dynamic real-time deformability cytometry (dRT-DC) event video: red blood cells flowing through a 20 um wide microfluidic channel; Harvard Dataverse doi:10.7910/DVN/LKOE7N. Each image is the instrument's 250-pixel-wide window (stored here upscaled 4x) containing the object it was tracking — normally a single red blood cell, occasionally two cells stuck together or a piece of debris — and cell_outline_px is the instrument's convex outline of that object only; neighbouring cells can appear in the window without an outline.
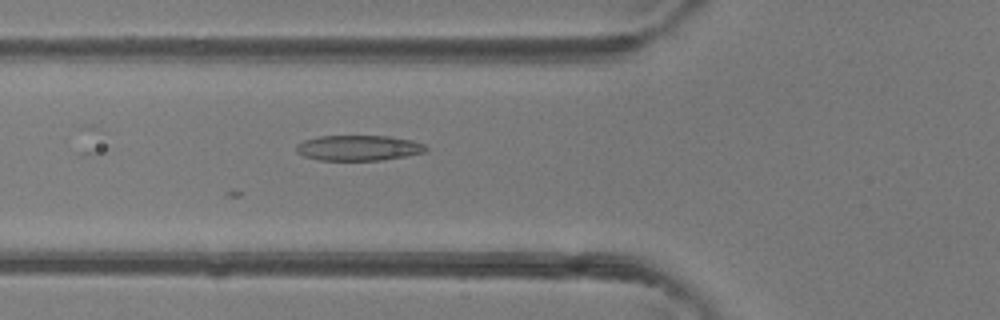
{"species": "common noctule bat (a hibernating species)", "species_latin": "Nyctalus noctula", "temperature_condition": "room temperature", "stored_images_in_passage": 5, "camera_frame_rate_fps": 3000, "um_per_image_px": 0.085, "animal": {"sex": "female"}, "frame": {"image": 1, "passage_image": 5, "time_ms": 1.333, "image_size_px": [1000, 320], "cell_outline_px": [[428, 148], [424, 152], [404, 156], [380, 160], [320, 160], [304, 156], [296, 152], [296, 144], [304, 140], [320, 136], [388, 136], [412, 140], [424, 144]], "centroid_in_image_um": [30.45, 12.57], "position_along_channel_um": 95.3, "area_um2": 19.07}}